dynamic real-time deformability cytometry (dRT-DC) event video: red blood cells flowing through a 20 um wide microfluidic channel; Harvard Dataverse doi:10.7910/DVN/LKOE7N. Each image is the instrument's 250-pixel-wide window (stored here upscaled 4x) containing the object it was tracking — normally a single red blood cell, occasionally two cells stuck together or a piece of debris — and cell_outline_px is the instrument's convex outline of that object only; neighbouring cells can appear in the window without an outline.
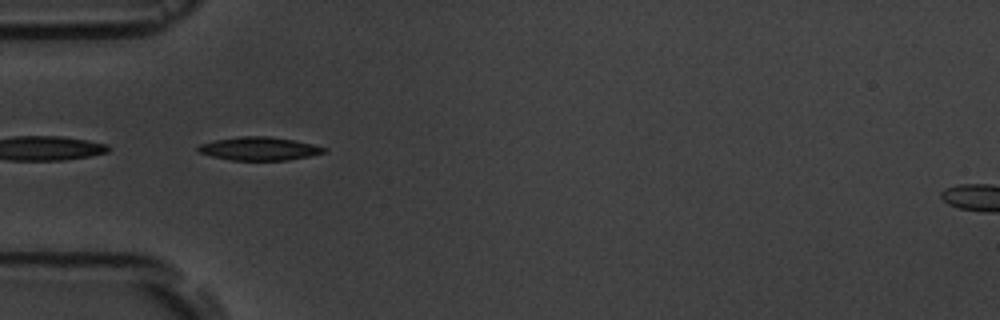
{"species": "common noctule bat (a hibernating species)", "species_latin": "Nyctalus noctula", "temperature_condition": "room temperature", "stored_images_in_passage": 2, "camera_frame_rate_fps": 3000, "um_per_image_px": 0.085, "animal": {"sex": "male", "body_mass_g": 19.5, "forearm_length_mm": 54.6}, "frame": {"image": 1, "passage_image": 1, "time_ms": 0.0, "image_size_px": [1000, 320], "cell_outline_px": [[328, 148], [324, 152], [308, 156], [288, 160], [228, 160], [212, 156], [200, 152], [196, 148], [200, 144], [216, 140], [240, 136], [268, 136], [296, 140]], "centroid_in_image_um": [22.03, 12.63], "position_along_channel_um": 63.0, "area_um2": 16.99}}